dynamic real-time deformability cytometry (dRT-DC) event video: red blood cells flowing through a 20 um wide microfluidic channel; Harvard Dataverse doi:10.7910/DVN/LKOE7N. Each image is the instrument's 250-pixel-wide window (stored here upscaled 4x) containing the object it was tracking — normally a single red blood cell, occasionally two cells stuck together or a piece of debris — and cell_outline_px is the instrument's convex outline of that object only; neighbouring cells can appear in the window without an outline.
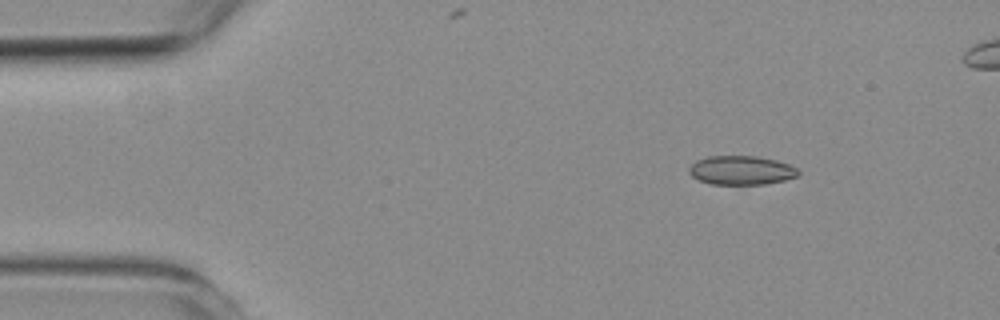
{"species": "common noctule bat (a hibernating species)", "species_latin": "Nyctalus noctula", "temperature_condition": "room temperature", "stored_images_in_passage": 42, "camera_frame_rate_fps": 3000, "um_per_image_px": 0.085, "animal": {"sex": "female", "body_mass_g": 19.3, "forearm_length_mm": 54.1}, "frame": {"image": 1, "passage_image": 1, "time_ms": 0.0, "image_size_px": [1000, 320], "cell_outline_px": [[800, 172], [796, 176], [784, 180], [764, 184], [712, 184], [700, 180], [692, 176], [688, 172], [688, 168], [696, 160], [708, 156], [756, 156], [776, 160], [788, 164], [796, 168]], "centroid_in_image_um": [62.98, 14.47], "position_along_channel_um": 22.0, "area_um2": 18.32}}
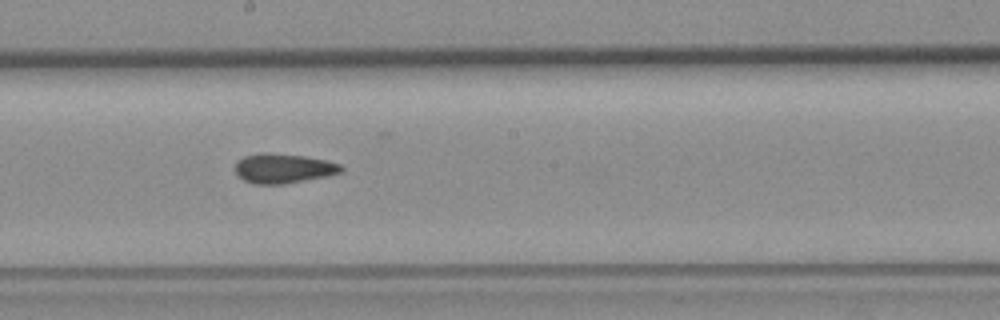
{"frame": {"image": 2, "passage_image": 23, "time_ms": 7.333, "image_size_px": [1000, 320], "cell_outline_px": [[344, 168], [340, 172], [328, 176], [284, 184], [256, 184], [244, 180], [236, 176], [236, 160], [244, 156], [260, 152], [268, 152], [304, 156], [324, 160], [340, 164]], "centroid_in_image_um": [24.05, 14.31], "position_along_channel_um": 224.2, "area_um2": 18.38}}
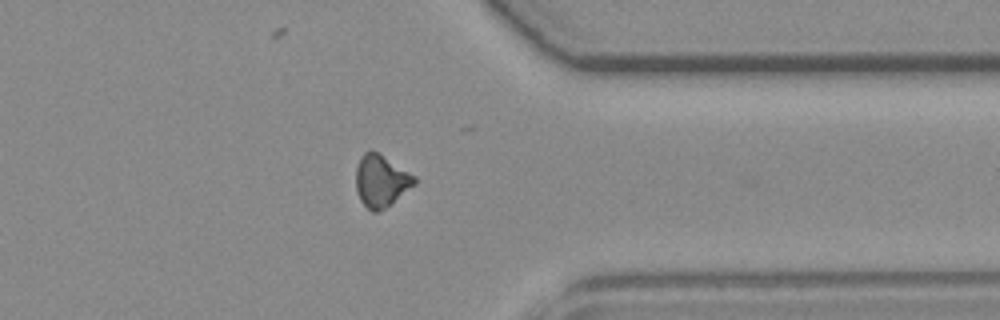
{"frame": {"image": 3, "passage_image": 36, "time_ms": 11.667, "image_size_px": [1000, 320], "cell_outline_px": [[416, 184], [384, 208], [376, 212], [372, 212], [360, 200], [356, 188], [356, 168], [360, 156], [364, 152], [372, 148], [380, 152], [416, 176]], "centroid_in_image_um": [32.38, 15.31], "position_along_channel_um": 379.0, "area_um2": 17.92}, "authors_computed_cell_mechanics": {"area_um2": 17.918, "velocity_mm_per_s": 3.7809, "shape_relaxation_time_tau1_ms": null, "shape_relaxation_time_tau2_ms": 3.6751, "deformation_change_tau1": null, "deformation_change_tau2": 0.0751}}